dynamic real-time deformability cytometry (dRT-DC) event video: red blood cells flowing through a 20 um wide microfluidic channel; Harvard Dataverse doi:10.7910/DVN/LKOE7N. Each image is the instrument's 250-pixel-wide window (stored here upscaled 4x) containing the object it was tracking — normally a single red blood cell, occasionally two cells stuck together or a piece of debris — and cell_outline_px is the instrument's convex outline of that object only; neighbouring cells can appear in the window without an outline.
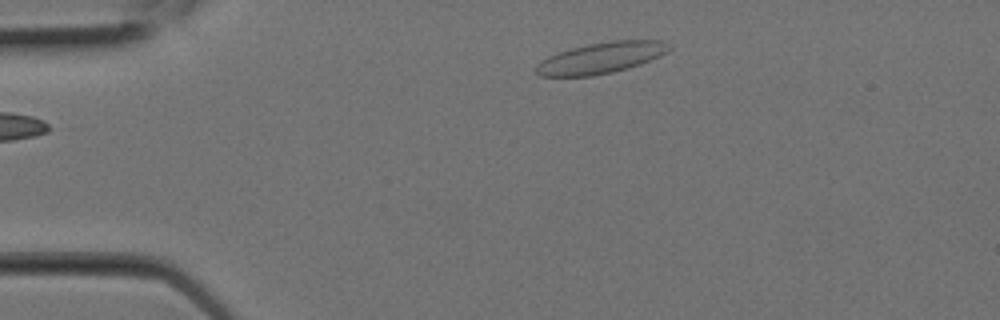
{"species": "Egyptian fruit bat (a non-hibernating species)", "species_latin": "Rousettus aegyptiacus", "temperature_condition": "room temperature", "stored_images_in_passage": 3, "camera_frame_rate_fps": 3000, "um_per_image_px": 0.085, "animal": {"sex": "female"}, "frame": {"image": 1, "passage_image": 3, "time_ms": 0.667, "image_size_px": [1000, 320], "cell_outline_px": [[672, 48], [668, 52], [660, 56], [640, 64], [628, 68], [612, 72], [592, 76], [540, 76], [532, 68], [540, 60], [548, 56], [572, 48], [588, 44], [612, 40], [660, 40]], "centroid_in_image_um": [51.06, 4.92], "position_along_channel_um": 33.9, "area_um2": 24.1}}